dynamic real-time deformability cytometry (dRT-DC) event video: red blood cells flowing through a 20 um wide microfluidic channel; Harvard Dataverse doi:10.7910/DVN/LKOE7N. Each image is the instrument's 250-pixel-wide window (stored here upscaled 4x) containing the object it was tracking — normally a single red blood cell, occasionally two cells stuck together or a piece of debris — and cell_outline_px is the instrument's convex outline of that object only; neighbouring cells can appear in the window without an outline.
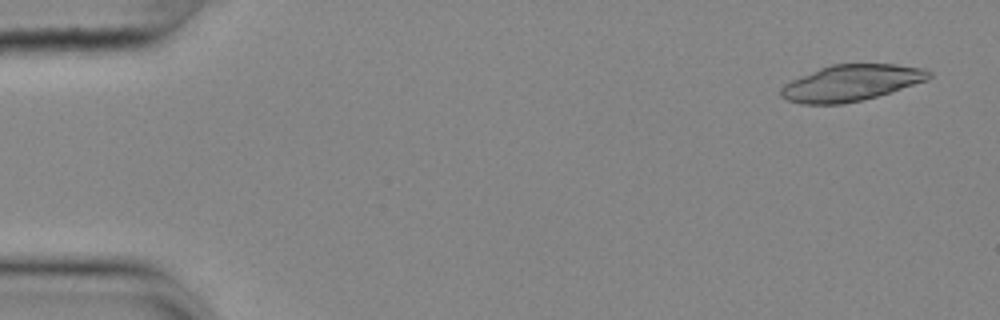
{"species": "common noctule bat (a hibernating species)", "species_latin": "Nyctalus noctula", "temperature_condition": "cold", "stored_images_in_passage": 13, "camera_frame_rate_fps": 3000, "um_per_image_px": 0.085, "animal": {"sex": "female", "body_mass_g": 25.1}, "frame": {"image": 1, "passage_image": 1, "time_ms": 0.0, "image_size_px": [1000, 320], "cell_outline_px": [[932, 76], [928, 80], [892, 92], [864, 100], [844, 104], [800, 104], [788, 100], [780, 96], [780, 88], [784, 84], [800, 76], [820, 68], [832, 64], [896, 64], [924, 68], [932, 72]], "centroid_in_image_um": [72.37, 7.05], "position_along_channel_um": 12.6, "area_um2": 31.5}}